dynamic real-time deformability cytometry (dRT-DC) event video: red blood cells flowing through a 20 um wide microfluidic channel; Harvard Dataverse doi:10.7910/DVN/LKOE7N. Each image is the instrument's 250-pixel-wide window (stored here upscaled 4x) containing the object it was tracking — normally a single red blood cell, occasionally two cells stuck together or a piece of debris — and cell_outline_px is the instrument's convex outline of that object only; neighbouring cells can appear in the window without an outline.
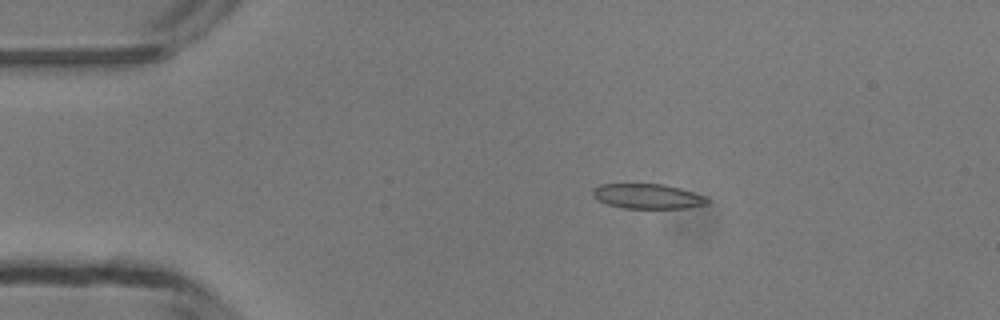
{"species": "common noctule bat (a hibernating species)", "species_latin": "Nyctalus noctula", "temperature_condition": "room temperature", "stored_images_in_passage": 45, "camera_frame_rate_fps": 3000, "um_per_image_px": 0.085, "animal": {"sex": "male", "body_mass_g": 13.3}, "frame": {"image": 1, "passage_image": 5, "time_ms": 1.333, "image_size_px": [1000, 320], "cell_outline_px": [[708, 204], [688, 208], [624, 208], [608, 204], [600, 200], [592, 192], [592, 188], [600, 184], [664, 184], [680, 188], [704, 196], [708, 200]], "centroid_in_image_um": [55.07, 16.68], "position_along_channel_um": 29.9, "area_um2": 16.42}}
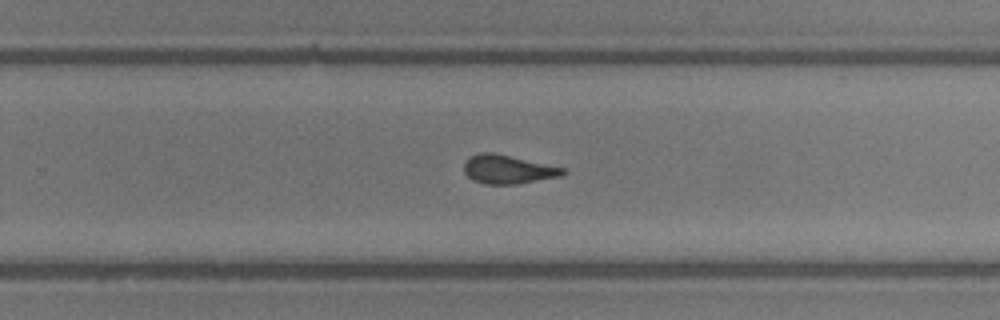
{"frame": {"image": 2, "passage_image": 27, "time_ms": 8.667, "image_size_px": [1000, 320], "cell_outline_px": [[568, 172], [560, 176], [516, 184], [484, 184], [472, 180], [464, 172], [464, 164], [472, 156], [480, 152], [492, 152], [564, 168]], "centroid_in_image_um": [43.16, 14.4], "position_along_channel_um": 286.6, "area_um2": 16.3}}
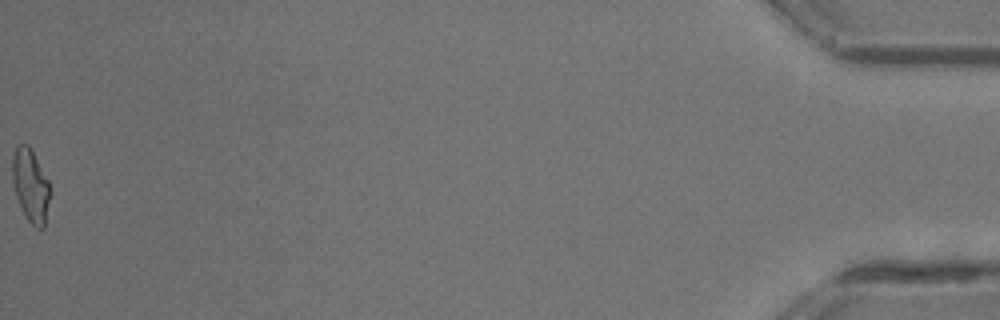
{"frame": {"image": 3, "passage_image": 45, "time_ms": 14.667, "image_size_px": [1000, 320], "cell_outline_px": [[52, 192], [44, 228], [36, 228], [28, 220], [16, 196], [12, 180], [12, 156], [16, 144], [28, 144], [48, 180], [52, 188]], "centroid_in_image_um": [2.62, 15.76], "position_along_channel_um": 432.6, "area_um2": 16.18}, "authors_computed_cell_mechanics": {"area_um2": 16.5308, "velocity_mm_per_s": 4.2083, "shape_relaxation_time_tau1_ms": 6.0184, "shape_relaxation_time_tau2_ms": 1.0919, "deformation_change_tau1": 0.1638, "deformation_change_tau2": 0.0828}}